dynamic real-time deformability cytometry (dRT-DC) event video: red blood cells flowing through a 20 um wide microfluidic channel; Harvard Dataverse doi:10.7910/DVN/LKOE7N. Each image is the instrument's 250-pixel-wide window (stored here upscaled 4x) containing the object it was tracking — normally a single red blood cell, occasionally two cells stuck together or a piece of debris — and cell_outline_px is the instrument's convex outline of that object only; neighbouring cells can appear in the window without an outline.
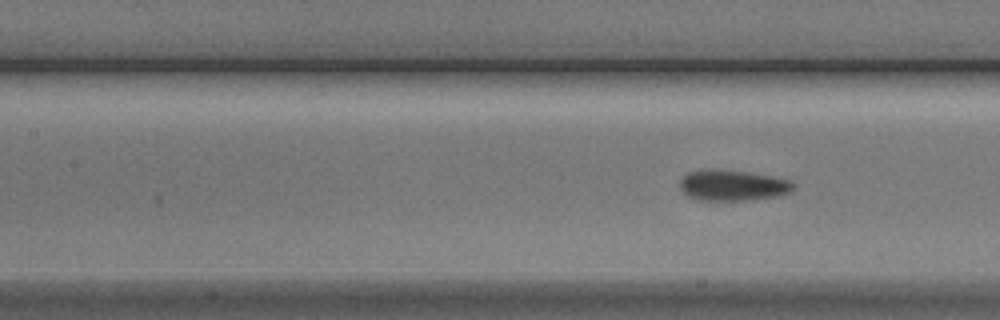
{"species": "Egyptian fruit bat (a non-hibernating species)", "species_latin": "Rousettus aegyptiacus", "temperature_condition": "cold", "stored_images_in_passage": 8, "segment_of_instrument_passage": [2, 2], "camera_frame_rate_fps": 3000, "um_per_image_px": 0.085, "animal": {"sex": "male"}, "frame": {"image": 1, "passage_image": 8, "time_ms": 9.333, "image_size_px": [1000, 320], "cell_outline_px": [[796, 188], [788, 192], [776, 196], [752, 200], [696, 200], [688, 196], [680, 188], [680, 180], [688, 172], [708, 168], [748, 172], [792, 180], [796, 184]], "centroid_in_image_um": [62.28, 15.75], "position_along_channel_um": 145.1, "area_um2": 20.52}}